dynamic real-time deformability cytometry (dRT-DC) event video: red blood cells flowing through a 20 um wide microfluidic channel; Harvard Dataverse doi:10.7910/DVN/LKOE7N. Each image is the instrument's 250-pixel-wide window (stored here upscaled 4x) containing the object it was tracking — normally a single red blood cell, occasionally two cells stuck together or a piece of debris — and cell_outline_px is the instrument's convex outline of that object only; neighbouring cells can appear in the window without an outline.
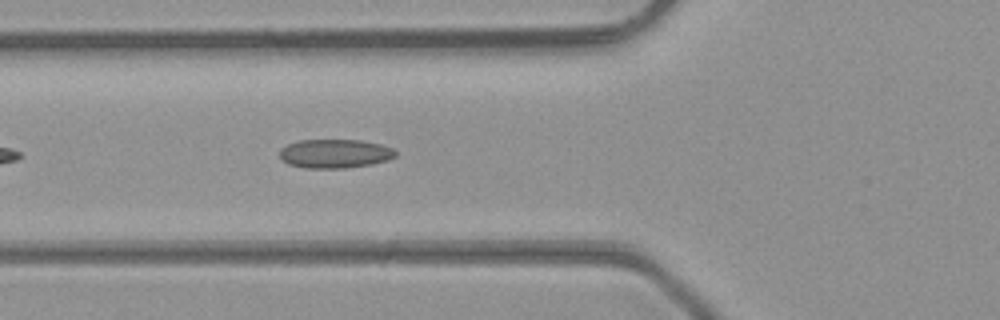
{"species": "common noctule bat (a hibernating species)", "species_latin": "Nyctalus noctula", "temperature_condition": "room temperature", "stored_images_in_passage": 15, "camera_frame_rate_fps": 3000, "um_per_image_px": 0.085, "animal": {"sex": "male", "body_mass_g": 23.1, "forearm_length_mm": 52.7}, "frame": {"image": 1, "passage_image": 5, "time_ms": 1.333, "image_size_px": [1000, 320], "cell_outline_px": [[396, 156], [388, 160], [372, 164], [348, 168], [304, 168], [288, 164], [280, 156], [280, 148], [288, 144], [300, 140], [360, 140], [380, 144], [392, 148], [396, 152]], "centroid_in_image_um": [28.47, 13.06], "position_along_channel_um": 97.3, "area_um2": 19.54}}